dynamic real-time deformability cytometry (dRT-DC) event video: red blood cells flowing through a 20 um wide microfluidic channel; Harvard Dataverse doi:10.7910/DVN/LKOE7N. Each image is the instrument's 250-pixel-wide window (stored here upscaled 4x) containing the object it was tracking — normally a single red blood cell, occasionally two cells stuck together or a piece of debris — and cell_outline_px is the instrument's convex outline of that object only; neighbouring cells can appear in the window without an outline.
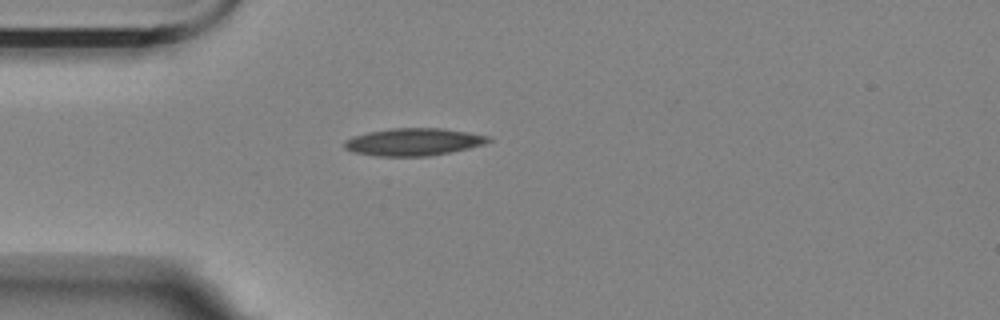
{"species": "Egyptian fruit bat (a non-hibernating species)", "species_latin": "Rousettus aegyptiacus", "temperature_condition": "room temperature", "stored_images_in_passage": 33, "camera_frame_rate_fps": 3000, "um_per_image_px": 0.085, "animal": {"sex": "female"}, "frame": {"image": 1, "passage_image": 1, "time_ms": 0.0, "image_size_px": [1000, 320], "cell_outline_px": [[492, 140], [484, 144], [468, 148], [428, 156], [376, 156], [352, 152], [344, 148], [344, 140], [352, 136], [368, 132], [392, 128], [440, 128], [468, 132], [488, 136]], "centroid_in_image_um": [35.1, 12.06], "position_along_channel_um": 49.9, "area_um2": 22.95}}
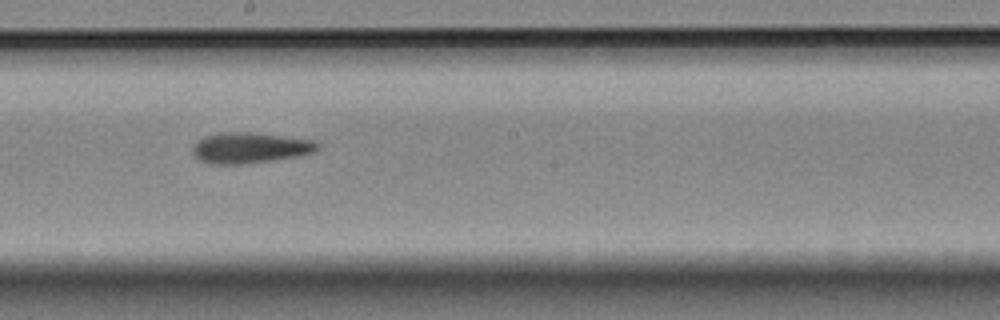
{"frame": {"image": 2, "passage_image": 17, "time_ms": 5.333, "image_size_px": [1000, 320], "cell_outline_px": [[320, 148], [316, 152], [300, 156], [244, 164], [208, 164], [200, 160], [192, 152], [192, 148], [196, 140], [204, 136], [216, 132], [248, 132], [320, 140]], "centroid_in_image_um": [21.29, 12.55], "position_along_channel_um": 226.9, "area_um2": 22.89}}
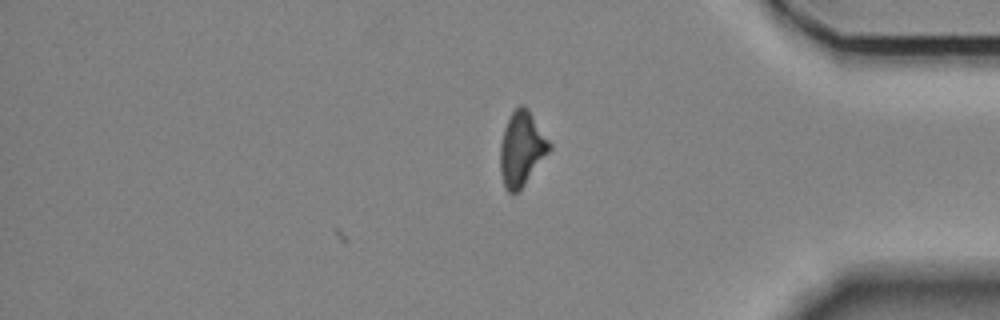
{"frame": {"image": 3, "passage_image": 33, "time_ms": 10.667, "image_size_px": [1000, 320], "cell_outline_px": [[552, 148], [520, 192], [508, 192], [504, 184], [500, 172], [500, 144], [504, 128], [512, 112], [520, 104], [524, 104], [528, 108], [552, 144]], "centroid_in_image_um": [44.36, 12.65], "position_along_channel_um": 390.8, "area_um2": 21.5}}